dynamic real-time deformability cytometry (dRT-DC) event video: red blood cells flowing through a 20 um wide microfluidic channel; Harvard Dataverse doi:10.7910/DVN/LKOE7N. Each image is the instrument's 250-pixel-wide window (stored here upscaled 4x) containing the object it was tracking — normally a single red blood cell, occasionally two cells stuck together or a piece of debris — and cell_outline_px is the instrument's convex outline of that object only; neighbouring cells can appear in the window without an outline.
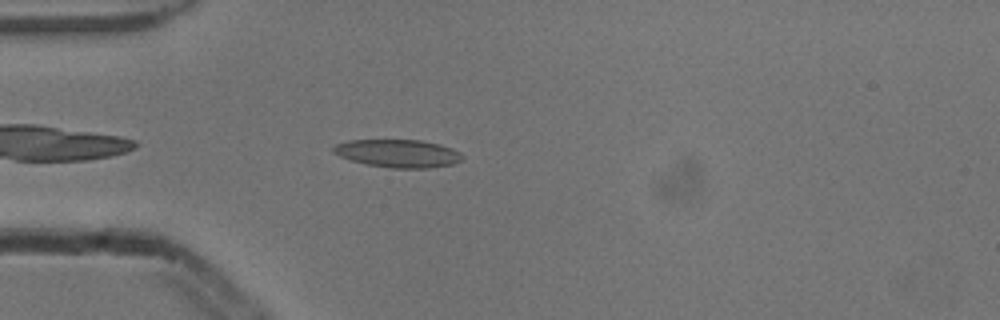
{"species": "common noctule bat (a hibernating species)", "species_latin": "Nyctalus noctula", "temperature_condition": "cold", "stored_images_in_passage": 43, "camera_frame_rate_fps": 3000, "um_per_image_px": 0.085, "animal": {"sex": "male", "body_mass_g": 13.3}, "frame": {"image": 1, "passage_image": 5, "time_ms": 1.333, "image_size_px": [1000, 320], "cell_outline_px": [[464, 156], [460, 160], [452, 164], [428, 168], [392, 168], [368, 164], [352, 160], [340, 156], [332, 152], [332, 148], [336, 144], [348, 140], [420, 140], [440, 144], [452, 148], [460, 152]], "centroid_in_image_um": [33.84, 13.03], "position_along_channel_um": 51.2, "area_um2": 20.87}}
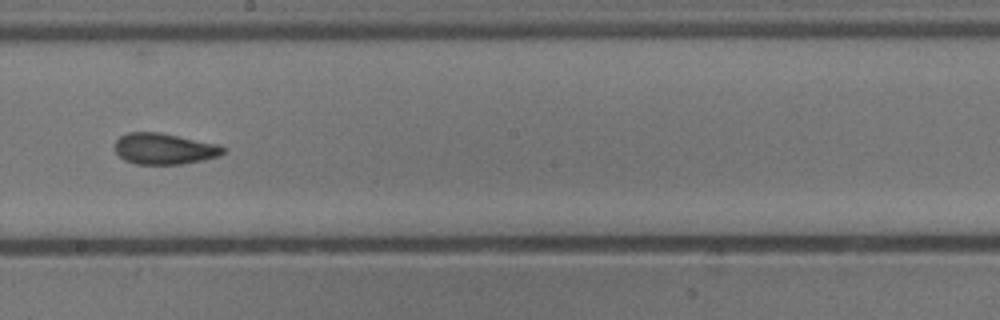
{"frame": {"image": 2, "passage_image": 20, "time_ms": 6.333, "image_size_px": [1000, 320], "cell_outline_px": [[224, 152], [220, 156], [204, 160], [180, 164], [136, 164], [124, 160], [116, 152], [116, 140], [120, 136], [128, 132], [160, 132], [216, 144], [224, 148]], "centroid_in_image_um": [13.95, 12.65], "position_along_channel_um": 234.3, "area_um2": 19.48}}
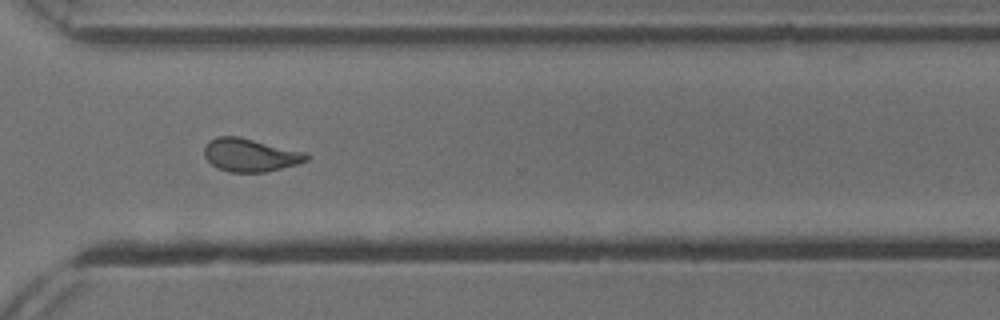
{"frame": {"image": 3, "passage_image": 29, "time_ms": 9.333, "image_size_px": [1000, 320], "cell_outline_px": [[308, 160], [296, 164], [264, 172], [228, 172], [216, 168], [204, 156], [204, 148], [208, 140], [216, 136], [240, 136], [304, 152], [308, 156]], "centroid_in_image_um": [21.21, 13.17], "position_along_channel_um": 349.4, "area_um2": 19.65}, "authors_computed_cell_mechanics": {"area_um2": 19.7098, "velocity_mm_per_s": 3.8523, "shape_relaxation_time_tau1_ms": 5.0827, "shape_relaxation_time_tau2_ms": 1.6523, "deformation_change_tau1": 0.1771, "deformation_change_tau2": 0.0924}}